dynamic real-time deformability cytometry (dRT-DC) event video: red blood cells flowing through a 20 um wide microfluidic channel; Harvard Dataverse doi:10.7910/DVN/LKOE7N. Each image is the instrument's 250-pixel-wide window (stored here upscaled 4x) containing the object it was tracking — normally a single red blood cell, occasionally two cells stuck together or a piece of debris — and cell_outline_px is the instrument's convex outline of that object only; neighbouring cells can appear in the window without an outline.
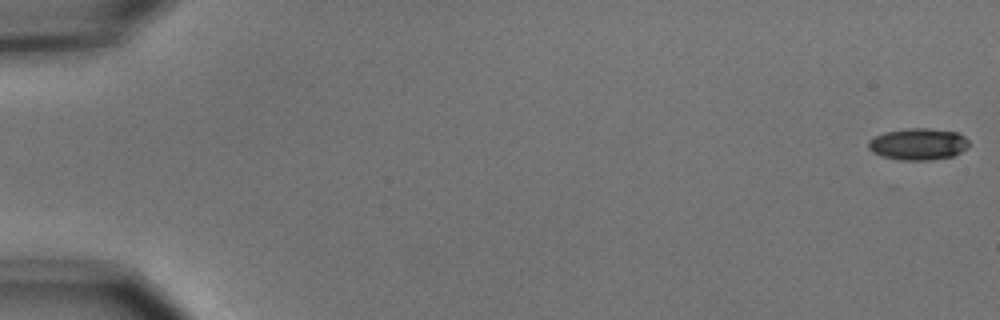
{"species": "common noctule bat (a hibernating species)", "species_latin": "Nyctalus noctula", "temperature_condition": "cold", "stored_images_in_passage": 4, "segment_of_instrument_passage": [2, 2], "camera_frame_rate_fps": 3000, "um_per_image_px": 0.085, "animal": {"sex": "male", "body_mass_g": 15.6}, "frame": {"image": 1, "passage_image": 4, "time_ms": 1.0, "image_size_px": [1000, 320], "cell_outline_px": [[968, 144], [960, 152], [952, 156], [928, 160], [900, 160], [880, 156], [872, 152], [868, 148], [868, 140], [884, 132], [908, 128], [928, 128], [960, 132], [968, 140]], "centroid_in_image_um": [78.01, 12.24], "position_along_channel_um": 7.0, "area_um2": 18.61}}